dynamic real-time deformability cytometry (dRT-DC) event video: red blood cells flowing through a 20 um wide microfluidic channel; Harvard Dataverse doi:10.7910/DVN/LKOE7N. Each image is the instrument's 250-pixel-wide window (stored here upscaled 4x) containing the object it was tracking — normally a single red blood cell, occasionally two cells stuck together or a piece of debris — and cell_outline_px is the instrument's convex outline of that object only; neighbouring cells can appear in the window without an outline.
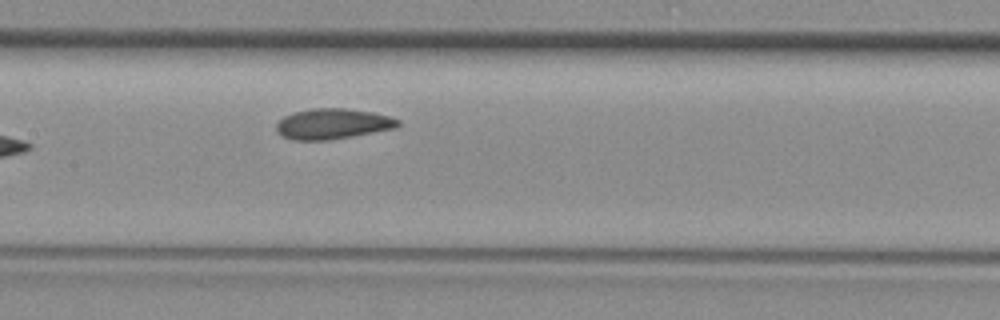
{"species": "common noctule bat (a hibernating species)", "species_latin": "Nyctalus noctula", "temperature_condition": "room temperature", "stored_images_in_passage": 5, "camera_frame_rate_fps": 3000, "um_per_image_px": 0.085, "animal": {"sex": "female", "body_mass_g": 29.2, "forearm_length_mm": 56.3}, "frame": {"image": 1, "passage_image": 5, "time_ms": 1.333, "image_size_px": [1000, 320], "cell_outline_px": [[400, 124], [396, 128], [352, 136], [328, 140], [292, 140], [276, 132], [276, 124], [284, 116], [292, 112], [312, 108], [348, 108], [372, 112], [392, 116], [400, 120]], "centroid_in_image_um": [28.29, 10.51], "position_along_channel_um": 179.1, "area_um2": 21.79}}